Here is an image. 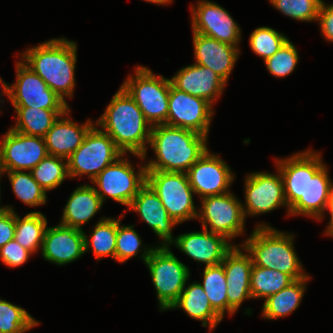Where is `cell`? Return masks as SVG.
Returning a JSON list of instances; mask_svg holds the SVG:
<instances>
[{"label": "cell", "instance_id": "4316f807", "mask_svg": "<svg viewBox=\"0 0 333 333\" xmlns=\"http://www.w3.org/2000/svg\"><path fill=\"white\" fill-rule=\"evenodd\" d=\"M181 308L191 318L202 321V326H209L213 330L218 323L222 321V317L211 306L207 294L203 290L200 283L194 282L184 287L180 297L170 307V309Z\"/></svg>", "mask_w": 333, "mask_h": 333}, {"label": "cell", "instance_id": "b9f144b4", "mask_svg": "<svg viewBox=\"0 0 333 333\" xmlns=\"http://www.w3.org/2000/svg\"><path fill=\"white\" fill-rule=\"evenodd\" d=\"M5 207V210L0 211V248L15 236L16 213L12 207Z\"/></svg>", "mask_w": 333, "mask_h": 333}, {"label": "cell", "instance_id": "5bb4252c", "mask_svg": "<svg viewBox=\"0 0 333 333\" xmlns=\"http://www.w3.org/2000/svg\"><path fill=\"white\" fill-rule=\"evenodd\" d=\"M245 206L246 215L264 214L280 206L289 207L285 200L283 180L278 169V174L269 172H255L247 175L245 179Z\"/></svg>", "mask_w": 333, "mask_h": 333}, {"label": "cell", "instance_id": "3957f363", "mask_svg": "<svg viewBox=\"0 0 333 333\" xmlns=\"http://www.w3.org/2000/svg\"><path fill=\"white\" fill-rule=\"evenodd\" d=\"M77 45L56 38L27 49L21 55L24 63L38 74L62 99L72 98L75 86Z\"/></svg>", "mask_w": 333, "mask_h": 333}, {"label": "cell", "instance_id": "e575fe53", "mask_svg": "<svg viewBox=\"0 0 333 333\" xmlns=\"http://www.w3.org/2000/svg\"><path fill=\"white\" fill-rule=\"evenodd\" d=\"M13 192L16 197L29 206L36 207L44 205L47 201V194L37 181L33 178L31 171H7Z\"/></svg>", "mask_w": 333, "mask_h": 333}, {"label": "cell", "instance_id": "d6a6232c", "mask_svg": "<svg viewBox=\"0 0 333 333\" xmlns=\"http://www.w3.org/2000/svg\"><path fill=\"white\" fill-rule=\"evenodd\" d=\"M202 282L200 284L211 306L223 318L225 311H228L227 283L223 265L205 266Z\"/></svg>", "mask_w": 333, "mask_h": 333}, {"label": "cell", "instance_id": "5b68a950", "mask_svg": "<svg viewBox=\"0 0 333 333\" xmlns=\"http://www.w3.org/2000/svg\"><path fill=\"white\" fill-rule=\"evenodd\" d=\"M141 257L148 266L159 302V310H169L182 293L189 268L172 253L169 246L147 248Z\"/></svg>", "mask_w": 333, "mask_h": 333}, {"label": "cell", "instance_id": "4fadbf2b", "mask_svg": "<svg viewBox=\"0 0 333 333\" xmlns=\"http://www.w3.org/2000/svg\"><path fill=\"white\" fill-rule=\"evenodd\" d=\"M48 155L45 139L9 128L1 139L0 168L7 171H31Z\"/></svg>", "mask_w": 333, "mask_h": 333}, {"label": "cell", "instance_id": "d6986e66", "mask_svg": "<svg viewBox=\"0 0 333 333\" xmlns=\"http://www.w3.org/2000/svg\"><path fill=\"white\" fill-rule=\"evenodd\" d=\"M172 243L194 261L205 263V266L221 264L226 254L235 246L229 243L226 237L204 228L201 232L181 234Z\"/></svg>", "mask_w": 333, "mask_h": 333}, {"label": "cell", "instance_id": "603a6c76", "mask_svg": "<svg viewBox=\"0 0 333 333\" xmlns=\"http://www.w3.org/2000/svg\"><path fill=\"white\" fill-rule=\"evenodd\" d=\"M320 153L307 150L306 216L321 220L327 207L333 183Z\"/></svg>", "mask_w": 333, "mask_h": 333}, {"label": "cell", "instance_id": "9a60e30c", "mask_svg": "<svg viewBox=\"0 0 333 333\" xmlns=\"http://www.w3.org/2000/svg\"><path fill=\"white\" fill-rule=\"evenodd\" d=\"M192 31L233 46L241 39L240 27L220 5L208 0L191 6Z\"/></svg>", "mask_w": 333, "mask_h": 333}, {"label": "cell", "instance_id": "7402d4cb", "mask_svg": "<svg viewBox=\"0 0 333 333\" xmlns=\"http://www.w3.org/2000/svg\"><path fill=\"white\" fill-rule=\"evenodd\" d=\"M195 63L210 68L225 82L233 70L240 50L216 39L193 32Z\"/></svg>", "mask_w": 333, "mask_h": 333}, {"label": "cell", "instance_id": "74e56055", "mask_svg": "<svg viewBox=\"0 0 333 333\" xmlns=\"http://www.w3.org/2000/svg\"><path fill=\"white\" fill-rule=\"evenodd\" d=\"M286 16L300 21H317L322 0H269Z\"/></svg>", "mask_w": 333, "mask_h": 333}, {"label": "cell", "instance_id": "9c48e42d", "mask_svg": "<svg viewBox=\"0 0 333 333\" xmlns=\"http://www.w3.org/2000/svg\"><path fill=\"white\" fill-rule=\"evenodd\" d=\"M16 83L8 85L0 78L3 92L14 107L69 110L65 99L53 92L45 81L24 62L16 63Z\"/></svg>", "mask_w": 333, "mask_h": 333}, {"label": "cell", "instance_id": "836d02e7", "mask_svg": "<svg viewBox=\"0 0 333 333\" xmlns=\"http://www.w3.org/2000/svg\"><path fill=\"white\" fill-rule=\"evenodd\" d=\"M31 173L46 192L55 189L66 177H69L67 159L48 154L31 170Z\"/></svg>", "mask_w": 333, "mask_h": 333}, {"label": "cell", "instance_id": "30bf717a", "mask_svg": "<svg viewBox=\"0 0 333 333\" xmlns=\"http://www.w3.org/2000/svg\"><path fill=\"white\" fill-rule=\"evenodd\" d=\"M124 154L104 168L91 182L99 187L96 192L104 203L107 197L122 205L129 206L139 190L146 184V165L138 173Z\"/></svg>", "mask_w": 333, "mask_h": 333}, {"label": "cell", "instance_id": "7a4b0ae2", "mask_svg": "<svg viewBox=\"0 0 333 333\" xmlns=\"http://www.w3.org/2000/svg\"><path fill=\"white\" fill-rule=\"evenodd\" d=\"M149 145L156 160L151 159L146 169L165 172L186 173L208 149L207 136L165 124L152 126Z\"/></svg>", "mask_w": 333, "mask_h": 333}, {"label": "cell", "instance_id": "f35d334b", "mask_svg": "<svg viewBox=\"0 0 333 333\" xmlns=\"http://www.w3.org/2000/svg\"><path fill=\"white\" fill-rule=\"evenodd\" d=\"M298 52L290 40L271 57L264 61L271 75L283 78L294 71L298 63Z\"/></svg>", "mask_w": 333, "mask_h": 333}, {"label": "cell", "instance_id": "ee69618b", "mask_svg": "<svg viewBox=\"0 0 333 333\" xmlns=\"http://www.w3.org/2000/svg\"><path fill=\"white\" fill-rule=\"evenodd\" d=\"M327 209L329 210L331 217H330L329 226H327L325 234L333 237V189L331 191L329 200L327 202L326 211Z\"/></svg>", "mask_w": 333, "mask_h": 333}, {"label": "cell", "instance_id": "f1b7e54d", "mask_svg": "<svg viewBox=\"0 0 333 333\" xmlns=\"http://www.w3.org/2000/svg\"><path fill=\"white\" fill-rule=\"evenodd\" d=\"M17 123L11 129L30 136L44 138L60 115L67 110H48L33 107H14Z\"/></svg>", "mask_w": 333, "mask_h": 333}, {"label": "cell", "instance_id": "ac0fdd59", "mask_svg": "<svg viewBox=\"0 0 333 333\" xmlns=\"http://www.w3.org/2000/svg\"><path fill=\"white\" fill-rule=\"evenodd\" d=\"M84 241V230L61 223L47 227L41 249L42 256L57 265L68 264L84 255Z\"/></svg>", "mask_w": 333, "mask_h": 333}, {"label": "cell", "instance_id": "e0dca14e", "mask_svg": "<svg viewBox=\"0 0 333 333\" xmlns=\"http://www.w3.org/2000/svg\"><path fill=\"white\" fill-rule=\"evenodd\" d=\"M243 246H234L225 256L222 265L227 283L228 313L232 315L245 299L252 298L250 277L253 260L250 253L242 252ZM248 253V254H245Z\"/></svg>", "mask_w": 333, "mask_h": 333}, {"label": "cell", "instance_id": "8992f818", "mask_svg": "<svg viewBox=\"0 0 333 333\" xmlns=\"http://www.w3.org/2000/svg\"><path fill=\"white\" fill-rule=\"evenodd\" d=\"M121 87L135 100L151 126L166 125L170 79L155 76L149 68L138 66L134 77L128 76Z\"/></svg>", "mask_w": 333, "mask_h": 333}, {"label": "cell", "instance_id": "6da1fadb", "mask_svg": "<svg viewBox=\"0 0 333 333\" xmlns=\"http://www.w3.org/2000/svg\"><path fill=\"white\" fill-rule=\"evenodd\" d=\"M96 122L125 155L129 152L142 160L146 159L145 144L150 143L152 126L135 100L122 87Z\"/></svg>", "mask_w": 333, "mask_h": 333}, {"label": "cell", "instance_id": "7c38bea8", "mask_svg": "<svg viewBox=\"0 0 333 333\" xmlns=\"http://www.w3.org/2000/svg\"><path fill=\"white\" fill-rule=\"evenodd\" d=\"M214 111L205 99L175 88L170 82L166 125L189 129L208 137Z\"/></svg>", "mask_w": 333, "mask_h": 333}, {"label": "cell", "instance_id": "ab89813d", "mask_svg": "<svg viewBox=\"0 0 333 333\" xmlns=\"http://www.w3.org/2000/svg\"><path fill=\"white\" fill-rule=\"evenodd\" d=\"M142 242L140 236L133 229V226H121V221L118 219V229L116 237V260L124 263L128 259L137 256L141 250Z\"/></svg>", "mask_w": 333, "mask_h": 333}, {"label": "cell", "instance_id": "ffe728a7", "mask_svg": "<svg viewBox=\"0 0 333 333\" xmlns=\"http://www.w3.org/2000/svg\"><path fill=\"white\" fill-rule=\"evenodd\" d=\"M289 215H306L307 151L277 159Z\"/></svg>", "mask_w": 333, "mask_h": 333}, {"label": "cell", "instance_id": "f6af8a7d", "mask_svg": "<svg viewBox=\"0 0 333 333\" xmlns=\"http://www.w3.org/2000/svg\"><path fill=\"white\" fill-rule=\"evenodd\" d=\"M150 3H155V4H160V5H167L168 3L170 4L171 1L173 0H145Z\"/></svg>", "mask_w": 333, "mask_h": 333}, {"label": "cell", "instance_id": "4dcf8cb0", "mask_svg": "<svg viewBox=\"0 0 333 333\" xmlns=\"http://www.w3.org/2000/svg\"><path fill=\"white\" fill-rule=\"evenodd\" d=\"M295 280L288 274L253 264L250 277L252 298H267L288 287Z\"/></svg>", "mask_w": 333, "mask_h": 333}, {"label": "cell", "instance_id": "f546056e", "mask_svg": "<svg viewBox=\"0 0 333 333\" xmlns=\"http://www.w3.org/2000/svg\"><path fill=\"white\" fill-rule=\"evenodd\" d=\"M47 219L41 212H30L22 219L16 214L14 240L23 248L35 253L42 249Z\"/></svg>", "mask_w": 333, "mask_h": 333}, {"label": "cell", "instance_id": "2e32d148", "mask_svg": "<svg viewBox=\"0 0 333 333\" xmlns=\"http://www.w3.org/2000/svg\"><path fill=\"white\" fill-rule=\"evenodd\" d=\"M189 184L201 199L221 195L229 190L234 180L231 168L216 154L205 153L186 172Z\"/></svg>", "mask_w": 333, "mask_h": 333}, {"label": "cell", "instance_id": "8d00e7d4", "mask_svg": "<svg viewBox=\"0 0 333 333\" xmlns=\"http://www.w3.org/2000/svg\"><path fill=\"white\" fill-rule=\"evenodd\" d=\"M289 39L270 27L256 28L250 35L249 44L252 51L264 61L275 54Z\"/></svg>", "mask_w": 333, "mask_h": 333}, {"label": "cell", "instance_id": "1f68e13d", "mask_svg": "<svg viewBox=\"0 0 333 333\" xmlns=\"http://www.w3.org/2000/svg\"><path fill=\"white\" fill-rule=\"evenodd\" d=\"M117 229L118 219L106 217L100 219L90 235V241L84 232L85 253L91 248L97 260L105 256H110L116 260Z\"/></svg>", "mask_w": 333, "mask_h": 333}, {"label": "cell", "instance_id": "d4e9b609", "mask_svg": "<svg viewBox=\"0 0 333 333\" xmlns=\"http://www.w3.org/2000/svg\"><path fill=\"white\" fill-rule=\"evenodd\" d=\"M69 111L70 109L59 116L44 137L49 155L68 159L83 143L89 130L95 126L90 120L81 126L78 125L68 117Z\"/></svg>", "mask_w": 333, "mask_h": 333}, {"label": "cell", "instance_id": "ba28073f", "mask_svg": "<svg viewBox=\"0 0 333 333\" xmlns=\"http://www.w3.org/2000/svg\"><path fill=\"white\" fill-rule=\"evenodd\" d=\"M123 154L107 133L93 126L67 159L69 178L86 174L92 181Z\"/></svg>", "mask_w": 333, "mask_h": 333}, {"label": "cell", "instance_id": "277c9868", "mask_svg": "<svg viewBox=\"0 0 333 333\" xmlns=\"http://www.w3.org/2000/svg\"><path fill=\"white\" fill-rule=\"evenodd\" d=\"M293 238L291 234L260 224L242 246L250 253L254 265L275 269L290 275L294 280H299L308 276L302 272V264L296 255Z\"/></svg>", "mask_w": 333, "mask_h": 333}, {"label": "cell", "instance_id": "cb8c5ba5", "mask_svg": "<svg viewBox=\"0 0 333 333\" xmlns=\"http://www.w3.org/2000/svg\"><path fill=\"white\" fill-rule=\"evenodd\" d=\"M128 207L138 212L141 219L163 240L162 246H170L174 240L171 231L177 223L169 217L162 201L147 183L139 190Z\"/></svg>", "mask_w": 333, "mask_h": 333}, {"label": "cell", "instance_id": "484cf974", "mask_svg": "<svg viewBox=\"0 0 333 333\" xmlns=\"http://www.w3.org/2000/svg\"><path fill=\"white\" fill-rule=\"evenodd\" d=\"M103 202L91 185H81L70 195L65 208L61 224L80 229L101 209Z\"/></svg>", "mask_w": 333, "mask_h": 333}, {"label": "cell", "instance_id": "44dd1931", "mask_svg": "<svg viewBox=\"0 0 333 333\" xmlns=\"http://www.w3.org/2000/svg\"><path fill=\"white\" fill-rule=\"evenodd\" d=\"M171 84L211 105L223 92L226 82L213 70L196 63L183 67L170 79Z\"/></svg>", "mask_w": 333, "mask_h": 333}, {"label": "cell", "instance_id": "52a82bcc", "mask_svg": "<svg viewBox=\"0 0 333 333\" xmlns=\"http://www.w3.org/2000/svg\"><path fill=\"white\" fill-rule=\"evenodd\" d=\"M146 183L155 191L168 215L177 224L197 219L193 191L184 172L146 171Z\"/></svg>", "mask_w": 333, "mask_h": 333}, {"label": "cell", "instance_id": "bcb514c9", "mask_svg": "<svg viewBox=\"0 0 333 333\" xmlns=\"http://www.w3.org/2000/svg\"><path fill=\"white\" fill-rule=\"evenodd\" d=\"M3 173H4V171L0 168V177ZM0 197H1V194H0ZM5 209H6V207H0V211L5 210Z\"/></svg>", "mask_w": 333, "mask_h": 333}, {"label": "cell", "instance_id": "83f0119b", "mask_svg": "<svg viewBox=\"0 0 333 333\" xmlns=\"http://www.w3.org/2000/svg\"><path fill=\"white\" fill-rule=\"evenodd\" d=\"M310 277L295 280L288 287L267 297L263 304L262 315L267 319L285 317L297 309L302 301L305 284Z\"/></svg>", "mask_w": 333, "mask_h": 333}, {"label": "cell", "instance_id": "d590c367", "mask_svg": "<svg viewBox=\"0 0 333 333\" xmlns=\"http://www.w3.org/2000/svg\"><path fill=\"white\" fill-rule=\"evenodd\" d=\"M38 324L21 306L0 299V333H24Z\"/></svg>", "mask_w": 333, "mask_h": 333}, {"label": "cell", "instance_id": "7bdbcfd3", "mask_svg": "<svg viewBox=\"0 0 333 333\" xmlns=\"http://www.w3.org/2000/svg\"><path fill=\"white\" fill-rule=\"evenodd\" d=\"M317 21L320 22V29L325 39L333 42V4L327 6L324 1H322Z\"/></svg>", "mask_w": 333, "mask_h": 333}, {"label": "cell", "instance_id": "60d3db41", "mask_svg": "<svg viewBox=\"0 0 333 333\" xmlns=\"http://www.w3.org/2000/svg\"><path fill=\"white\" fill-rule=\"evenodd\" d=\"M32 253L19 245L14 239L0 248L2 262L10 268H15L27 262Z\"/></svg>", "mask_w": 333, "mask_h": 333}, {"label": "cell", "instance_id": "8fae6325", "mask_svg": "<svg viewBox=\"0 0 333 333\" xmlns=\"http://www.w3.org/2000/svg\"><path fill=\"white\" fill-rule=\"evenodd\" d=\"M202 205L197 218L204 229L226 237L228 240L243 234L245 214L243 204L231 192L207 196L201 199ZM209 224V225H208Z\"/></svg>", "mask_w": 333, "mask_h": 333}]
</instances>
